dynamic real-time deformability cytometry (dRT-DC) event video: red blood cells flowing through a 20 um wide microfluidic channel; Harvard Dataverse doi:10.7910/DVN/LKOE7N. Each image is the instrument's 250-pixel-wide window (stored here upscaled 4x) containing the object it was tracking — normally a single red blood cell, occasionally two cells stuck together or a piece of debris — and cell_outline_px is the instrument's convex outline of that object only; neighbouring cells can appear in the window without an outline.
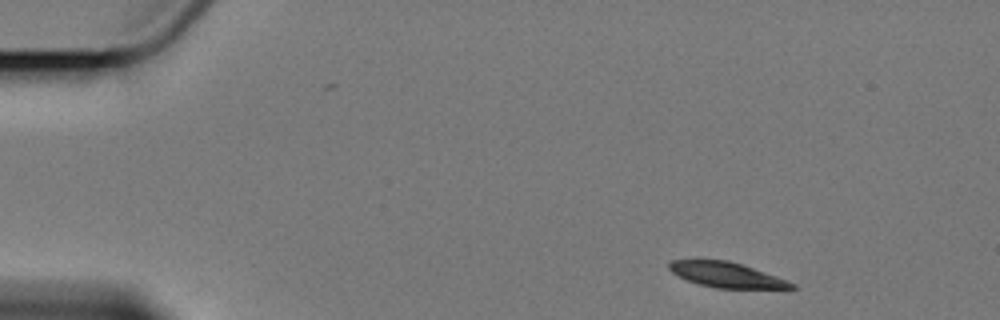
{"species": "Egyptian fruit bat (a non-hibernating species)", "species_latin": "Rousettus aegyptiacus", "temperature_condition": "cold", "stored_images_in_passage": 3, "camera_frame_rate_fps": 3000, "um_per_image_px": 0.085, "animal": {"sex": "female"}, "frame": {"image": 1, "passage_image": 1, "time_ms": 0.0, "image_size_px": [1000, 320], "cell_outline_px": [[796, 288], [716, 288], [700, 284], [688, 280], [672, 272], [668, 268], [668, 264], [672, 260], [728, 260], [788, 280], [796, 284]], "centroid_in_image_um": [61.75, 23.36], "position_along_channel_um": 23.2, "area_um2": 17.57}}
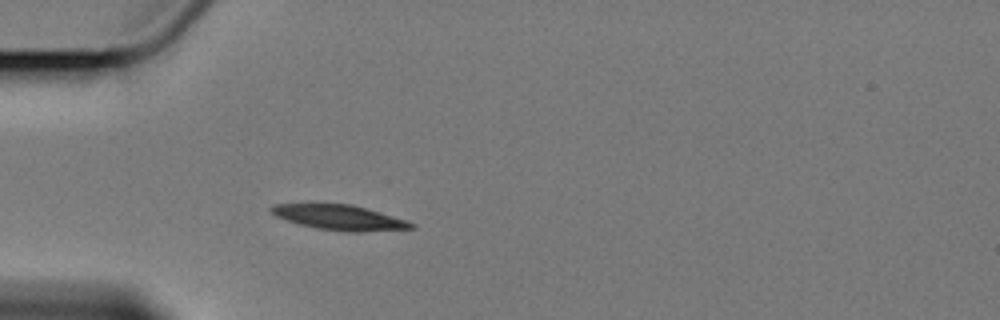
{"frame": {"image": 2, "passage_image": 3, "time_ms": 3.333, "image_size_px": [1000, 320], "cell_outline_px": [[416, 228], [360, 232], [344, 232], [316, 228], [300, 224], [276, 216], [268, 212], [268, 208], [272, 204], [352, 204], [408, 220], [416, 224]], "centroid_in_image_um": [28.87, 18.49], "position_along_channel_um": 56.1, "area_um2": 20.58}}